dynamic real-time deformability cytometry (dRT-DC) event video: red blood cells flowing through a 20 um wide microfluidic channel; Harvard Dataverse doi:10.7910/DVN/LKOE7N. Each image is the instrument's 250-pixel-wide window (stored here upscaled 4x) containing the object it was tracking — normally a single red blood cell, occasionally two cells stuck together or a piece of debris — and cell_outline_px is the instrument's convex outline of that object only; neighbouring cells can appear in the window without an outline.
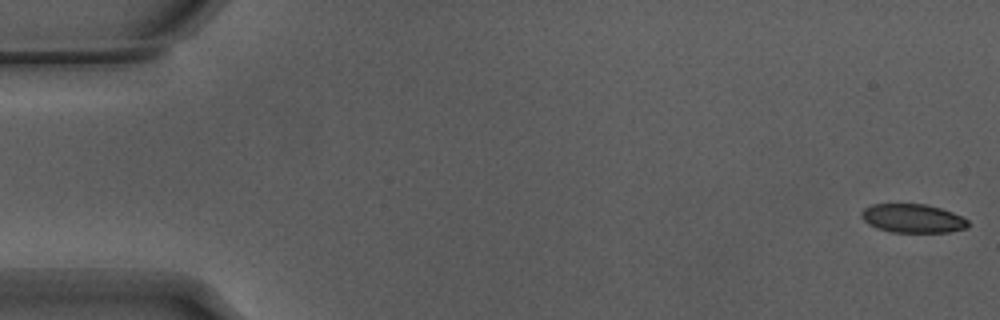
{"species": "Egyptian fruit bat (a non-hibernating species)", "species_latin": "Rousettus aegyptiacus", "temperature_condition": "warm", "stored_images_in_passage": 17, "camera_frame_rate_fps": 3000, "um_per_image_px": 0.085, "animal": {"sex": "male"}, "frame": {"image": 1, "passage_image": 1, "time_ms": 0.0, "image_size_px": [1000, 320], "cell_outline_px": [[968, 228], [948, 232], [892, 232], [876, 228], [868, 224], [860, 216], [860, 212], [864, 208], [872, 204], [924, 204], [940, 208], [952, 212], [968, 220]], "centroid_in_image_um": [77.55, 18.56], "position_along_channel_um": 7.4, "area_um2": 17.86}}
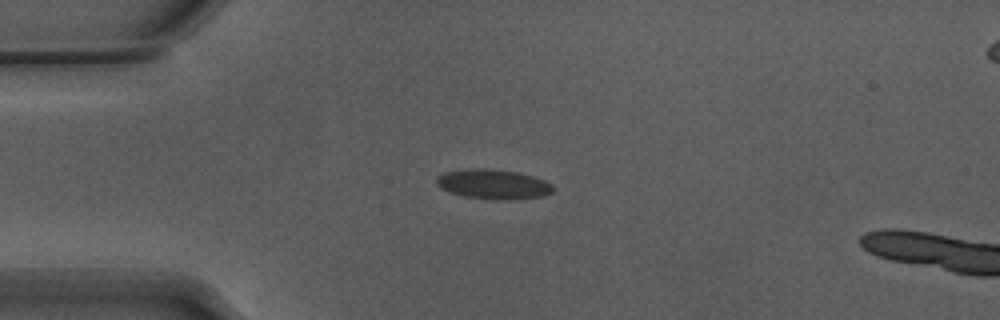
{"frame": {"image": 2, "passage_image": 14, "time_ms": 4.333, "image_size_px": [1000, 320], "cell_outline_px": [[556, 188], [552, 192], [544, 196], [512, 200], [500, 200], [464, 196], [448, 192], [440, 188], [436, 184], [436, 176], [444, 172], [472, 168], [488, 168], [516, 172], [532, 176], [544, 180], [552, 184]], "centroid_in_image_um": [41.92, 15.66], "position_along_channel_um": 43.1, "area_um2": 20.4}}